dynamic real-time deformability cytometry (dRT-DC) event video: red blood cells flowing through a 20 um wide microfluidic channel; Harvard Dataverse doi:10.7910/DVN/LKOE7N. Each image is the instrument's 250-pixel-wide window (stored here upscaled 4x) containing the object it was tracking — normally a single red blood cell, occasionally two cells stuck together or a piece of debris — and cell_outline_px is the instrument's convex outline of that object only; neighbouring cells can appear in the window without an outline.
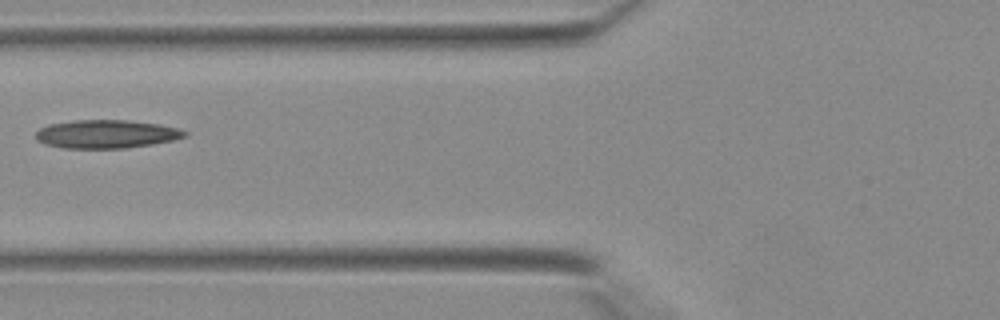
{"species": "Egyptian fruit bat (a non-hibernating species)", "species_latin": "Rousettus aegyptiacus", "temperature_condition": "warm", "stored_images_in_passage": 41, "camera_frame_rate_fps": 3000, "um_per_image_px": 0.085, "animal": {"sex": "female"}, "frame": {"image": 1, "passage_image": 17, "time_ms": 5.333, "image_size_px": [1000, 320], "cell_outline_px": [[188, 136], [172, 140], [152, 144], [124, 148], [64, 148], [44, 144], [36, 140], [36, 132], [40, 128], [48, 124], [76, 120], [124, 120], [160, 124], [180, 128], [188, 132]], "centroid_in_image_um": [9.05, 11.39], "position_along_channel_um": 116.8, "area_um2": 24.68}}
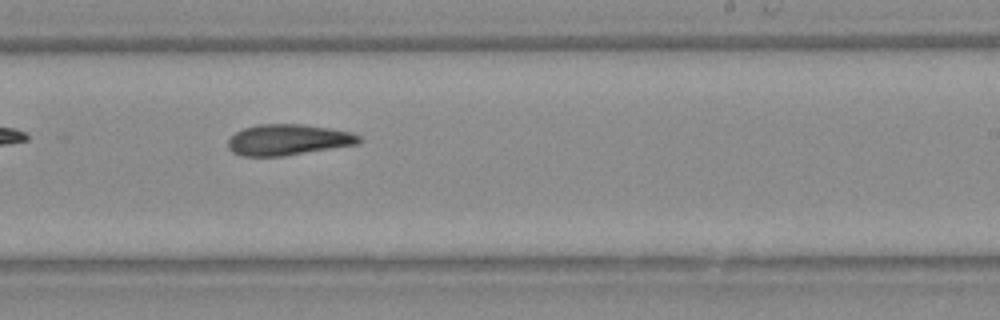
{"frame": {"image": 2, "passage_image": 26, "time_ms": 8.333, "image_size_px": [1000, 320], "cell_outline_px": [[360, 140], [356, 144], [284, 156], [240, 156], [232, 152], [228, 148], [228, 140], [236, 132], [244, 128], [256, 124], [300, 124], [328, 128], [352, 132], [360, 136]], "centroid_in_image_um": [24.44, 11.88], "position_along_channel_um": 264.6, "area_um2": 23.47}}
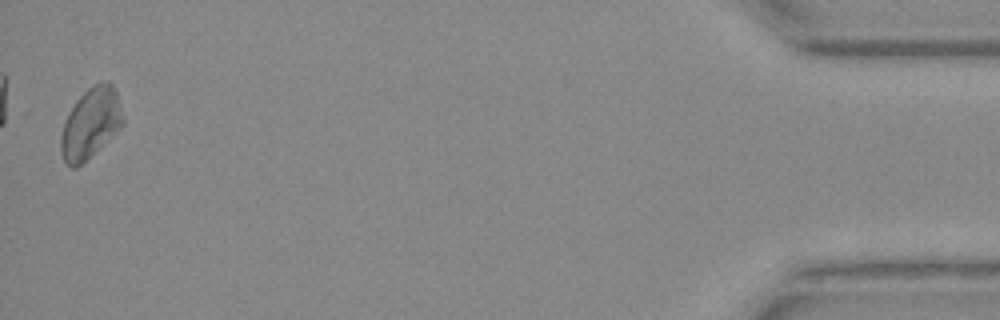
{"frame": {"image": 3, "passage_image": 41, "time_ms": 13.333, "image_size_px": [1000, 320], "cell_outline_px": [[124, 124], [120, 128], [76, 168], [72, 168], [64, 160], [60, 152], [60, 136], [68, 112], [76, 100], [92, 84], [100, 80], [108, 80], [112, 84], [116, 92], [124, 116]], "centroid_in_image_um": [7.7, 10.43], "position_along_channel_um": 427.5, "area_um2": 25.32}}